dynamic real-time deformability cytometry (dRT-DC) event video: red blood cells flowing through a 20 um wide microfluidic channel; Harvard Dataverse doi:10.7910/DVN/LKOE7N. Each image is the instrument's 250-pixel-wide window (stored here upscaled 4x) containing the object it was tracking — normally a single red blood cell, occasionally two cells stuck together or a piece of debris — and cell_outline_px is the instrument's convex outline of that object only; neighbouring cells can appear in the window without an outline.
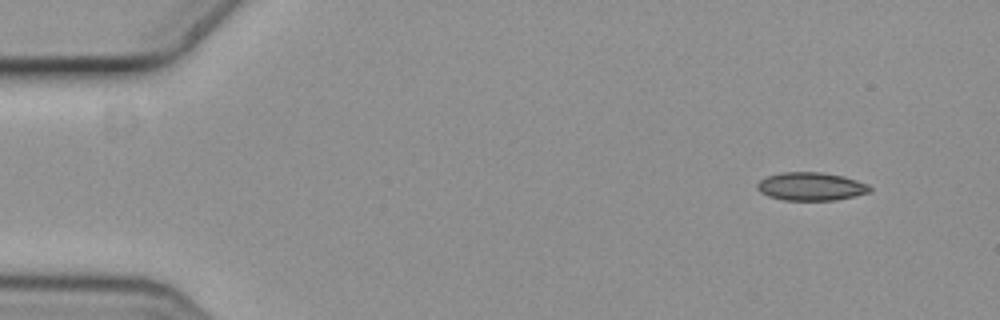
{"species": "common noctule bat (a hibernating species)", "species_latin": "Nyctalus noctula", "temperature_condition": "cold", "stored_images_in_passage": 7, "camera_frame_rate_fps": 3000, "um_per_image_px": 0.085, "animal": {"sex": "female", "body_mass_g": 19.3, "forearm_length_mm": 54.1}, "frame": {"image": 1, "passage_image": 1, "time_ms": 0.0, "image_size_px": [1000, 320], "cell_outline_px": [[872, 192], [836, 200], [784, 200], [768, 196], [760, 192], [756, 188], [756, 184], [760, 180], [768, 176], [780, 172], [820, 172], [840, 176], [856, 180], [868, 184], [872, 188]], "centroid_in_image_um": [68.92, 15.85], "position_along_channel_um": 16.1, "area_um2": 18.5}}
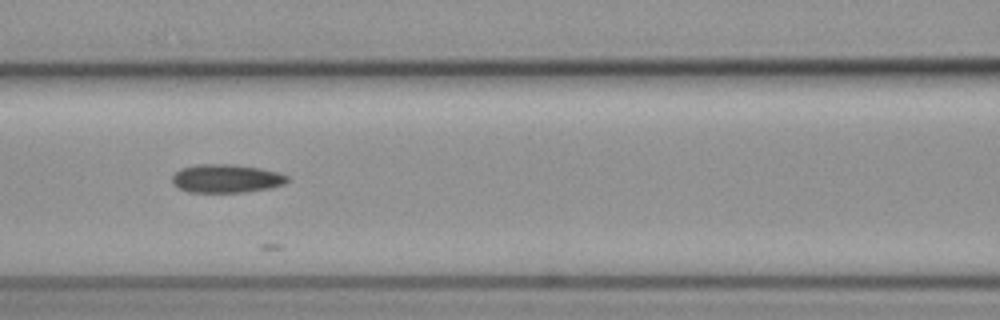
{"frame": {"image": 2, "passage_image": 6, "time_ms": 1.667, "image_size_px": [1000, 320], "cell_outline_px": [[288, 180], [284, 184], [268, 188], [244, 192], [188, 192], [172, 184], [172, 176], [180, 168], [196, 164], [232, 164], [260, 168], [280, 172], [288, 176]], "centroid_in_image_um": [19.22, 15.16], "position_along_channel_um": 147.4, "area_um2": 19.13}}